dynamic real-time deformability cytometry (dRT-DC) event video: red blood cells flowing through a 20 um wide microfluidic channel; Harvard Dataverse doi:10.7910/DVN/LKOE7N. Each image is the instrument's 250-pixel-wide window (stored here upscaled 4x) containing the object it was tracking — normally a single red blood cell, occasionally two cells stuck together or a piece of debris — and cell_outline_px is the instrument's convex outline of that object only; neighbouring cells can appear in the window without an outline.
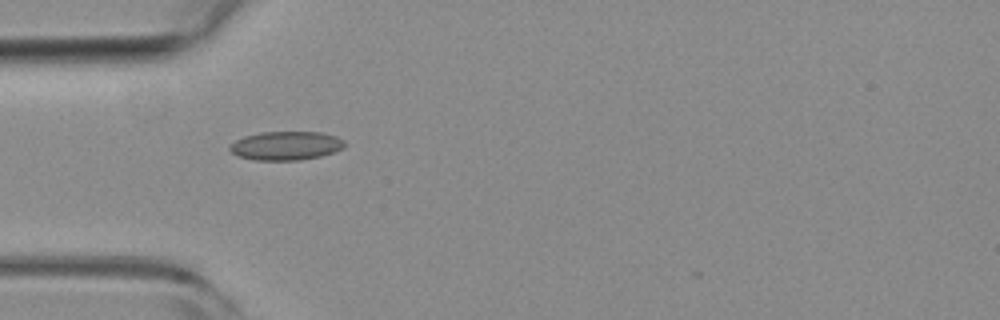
{"species": "common noctule bat (a hibernating species)", "species_latin": "Nyctalus noctula", "temperature_condition": "room temperature", "stored_images_in_passage": 35, "camera_frame_rate_fps": 3000, "um_per_image_px": 0.085, "animal": {"sex": "female", "body_mass_g": 19.3, "forearm_length_mm": 54.1}, "frame": {"image": 1, "passage_image": 1, "time_ms": 0.0, "image_size_px": [1000, 320], "cell_outline_px": [[344, 148], [320, 156], [300, 160], [252, 160], [236, 156], [228, 148], [236, 140], [244, 136], [260, 132], [320, 132], [336, 136], [344, 140]], "centroid_in_image_um": [24.28, 12.38], "position_along_channel_um": 60.7, "area_um2": 19.25}}
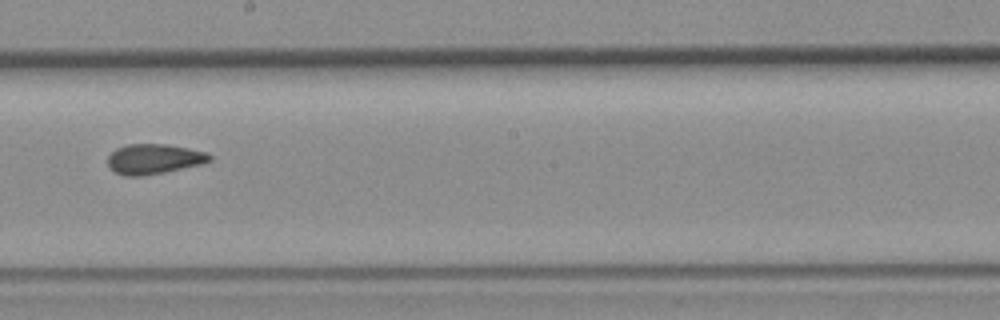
{"frame": {"image": 2, "passage_image": 15, "time_ms": 4.667, "image_size_px": [1000, 320], "cell_outline_px": [[212, 160], [200, 164], [164, 172], [140, 176], [124, 176], [116, 172], [108, 164], [108, 156], [116, 148], [128, 144], [164, 144], [188, 148], [208, 152], [212, 156]], "centroid_in_image_um": [13.09, 13.5], "position_along_channel_um": 235.1, "area_um2": 17.69}}
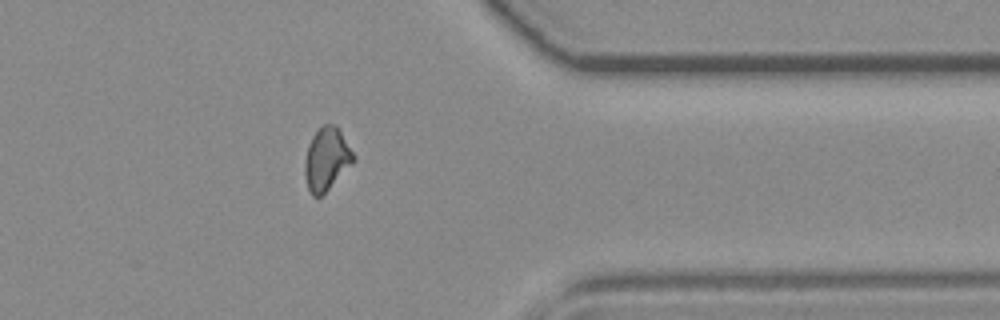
{"frame": {"image": 3, "passage_image": 28, "time_ms": 9.0, "image_size_px": [1000, 320], "cell_outline_px": [[356, 160], [320, 196], [312, 196], [308, 188], [304, 176], [304, 164], [308, 144], [312, 136], [324, 124], [336, 124], [356, 156]], "centroid_in_image_um": [27.76, 13.49], "position_along_channel_um": 383.6, "area_um2": 17.69}, "authors_computed_cell_mechanics": {"area_um2": 17.6868, "velocity_mm_per_s": 3.7691, "shape_relaxation_time_tau1_ms": null, "shape_relaxation_time_tau2_ms": 2.4869, "deformation_change_tau1": null, "deformation_change_tau2": 0.093}}